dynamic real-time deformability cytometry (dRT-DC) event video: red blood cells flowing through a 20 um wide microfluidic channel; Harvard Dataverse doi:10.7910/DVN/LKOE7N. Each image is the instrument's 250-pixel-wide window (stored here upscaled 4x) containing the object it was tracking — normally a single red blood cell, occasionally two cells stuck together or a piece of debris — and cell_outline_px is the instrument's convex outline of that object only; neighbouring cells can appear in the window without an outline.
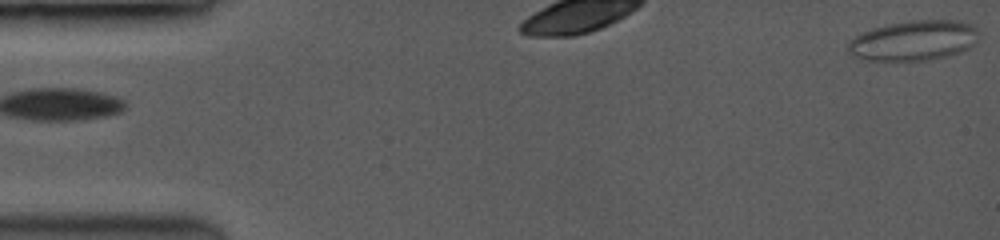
{"species": "common noctule bat (a hibernating species)", "species_latin": "Nyctalus noctula", "temperature_condition": "room temperature", "stored_images_in_passage": 14, "camera_frame_rate_fps": 3500, "um_per_image_px": 0.085, "animal": {"sex": "female", "body_mass_g": 19.0, "forearm_length_mm": 53.3}, "frame": {"image": 1, "passage_image": 1, "time_ms": 0.0, "image_size_px": [1000, 240], "cell_outline_px": [[972, 28], [964, 48], [956, 52], [924, 60], [876, 60], [860, 56], [852, 52], [848, 48], [848, 44], [856, 36], [864, 32], [876, 28], [892, 24], [924, 20], [944, 20], [968, 24]], "centroid_in_image_um": [77.5, 3.45], "position_along_channel_um": 7.5, "area_um2": 27.69}}
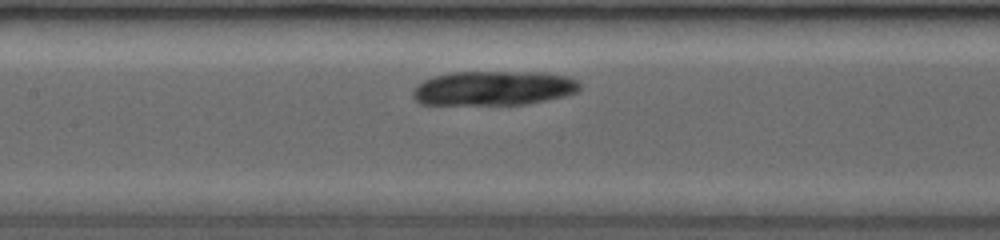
{"frame": {"image": 2, "passage_image": 10, "time_ms": 4.286, "image_size_px": [1000, 240], "cell_outline_px": [[580, 88], [576, 92], [544, 100], [524, 104], [424, 104], [416, 100], [412, 96], [412, 92], [416, 84], [432, 76], [448, 72], [544, 72], [568, 76], [576, 80], [580, 84]], "centroid_in_image_um": [41.91, 7.47], "position_along_channel_um": 165.5, "area_um2": 33.41}}